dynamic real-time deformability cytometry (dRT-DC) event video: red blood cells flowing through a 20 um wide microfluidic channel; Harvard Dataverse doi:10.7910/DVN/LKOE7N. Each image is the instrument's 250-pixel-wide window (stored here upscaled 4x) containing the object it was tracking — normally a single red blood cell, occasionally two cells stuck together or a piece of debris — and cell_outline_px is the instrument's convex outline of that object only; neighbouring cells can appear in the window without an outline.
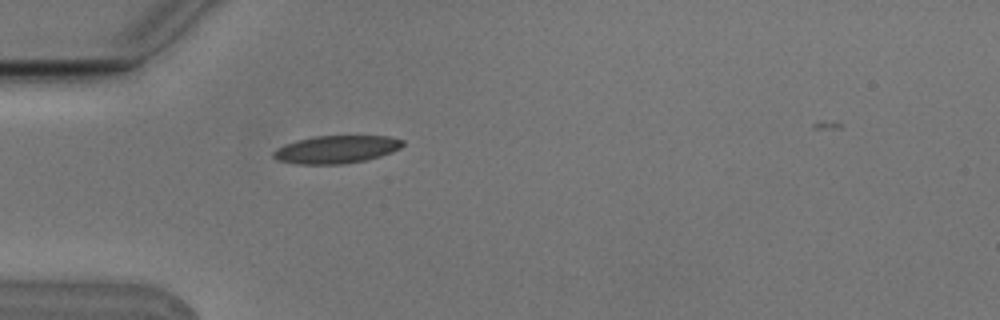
{"species": "Egyptian fruit bat (a non-hibernating species)", "species_latin": "Rousettus aegyptiacus", "temperature_condition": "cold", "stored_images_in_passage": 1, "camera_frame_rate_fps": 3000, "um_per_image_px": 0.085, "animal": {"sex": "male"}, "frame": {"image": 1, "passage_image": 1, "time_ms": 0.0, "image_size_px": [1000, 320], "cell_outline_px": [[404, 144], [400, 148], [392, 152], [380, 156], [364, 160], [340, 164], [296, 164], [276, 160], [272, 156], [272, 152], [276, 148], [284, 144], [296, 140], [316, 136], [388, 136], [404, 140]], "centroid_in_image_um": [28.55, 12.7], "position_along_channel_um": 56.5, "area_um2": 20.98}}